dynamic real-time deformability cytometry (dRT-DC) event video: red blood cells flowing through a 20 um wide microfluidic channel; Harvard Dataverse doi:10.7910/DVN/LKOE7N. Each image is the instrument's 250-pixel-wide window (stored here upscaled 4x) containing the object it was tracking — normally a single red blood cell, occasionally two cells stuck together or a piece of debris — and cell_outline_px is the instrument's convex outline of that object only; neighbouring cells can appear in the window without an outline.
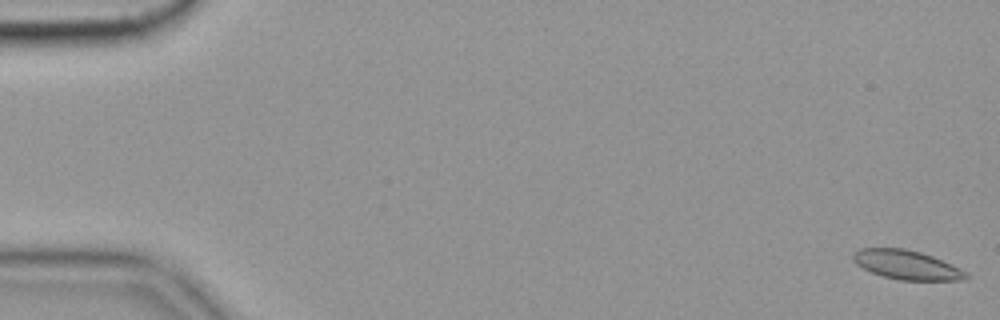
{"species": "common noctule bat (a hibernating species)", "species_latin": "Nyctalus noctula", "temperature_condition": "cold", "stored_images_in_passage": 18, "segment_of_instrument_passage": [1, 2], "camera_frame_rate_fps": 3000, "um_per_image_px": 0.085, "animal": {"sex": "female", "body_mass_g": 19.9}, "frame": {"image": 1, "passage_image": 1, "time_ms": 0.0, "image_size_px": [1000, 320], "cell_outline_px": [[972, 276], [960, 280], [900, 280], [884, 276], [872, 272], [856, 264], [852, 260], [852, 256], [860, 248], [904, 248], [920, 252], [932, 256], [968, 272]], "centroid_in_image_um": [77.08, 22.51], "position_along_channel_um": 7.9, "area_um2": 19.02}}
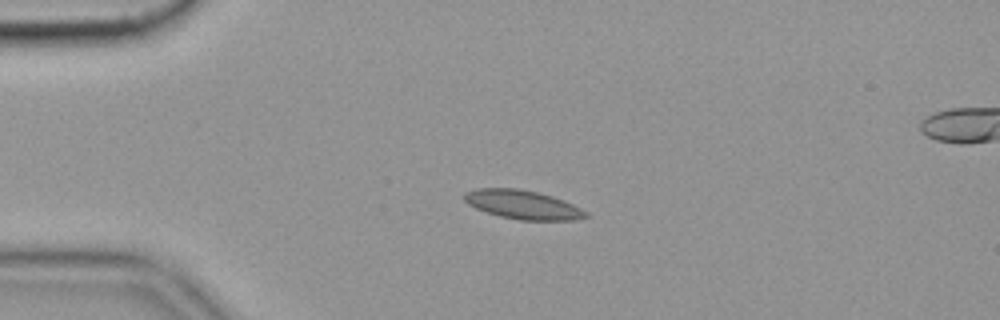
{"frame": {"image": 2, "passage_image": 14, "time_ms": 4.333, "image_size_px": [1000, 320], "cell_outline_px": [[588, 216], [576, 220], [520, 220], [500, 216], [476, 208], [468, 204], [464, 200], [464, 192], [476, 188], [520, 188], [552, 196], [564, 200], [588, 212]], "centroid_in_image_um": [44.43, 17.39], "position_along_channel_um": 40.6, "area_um2": 20.4}}